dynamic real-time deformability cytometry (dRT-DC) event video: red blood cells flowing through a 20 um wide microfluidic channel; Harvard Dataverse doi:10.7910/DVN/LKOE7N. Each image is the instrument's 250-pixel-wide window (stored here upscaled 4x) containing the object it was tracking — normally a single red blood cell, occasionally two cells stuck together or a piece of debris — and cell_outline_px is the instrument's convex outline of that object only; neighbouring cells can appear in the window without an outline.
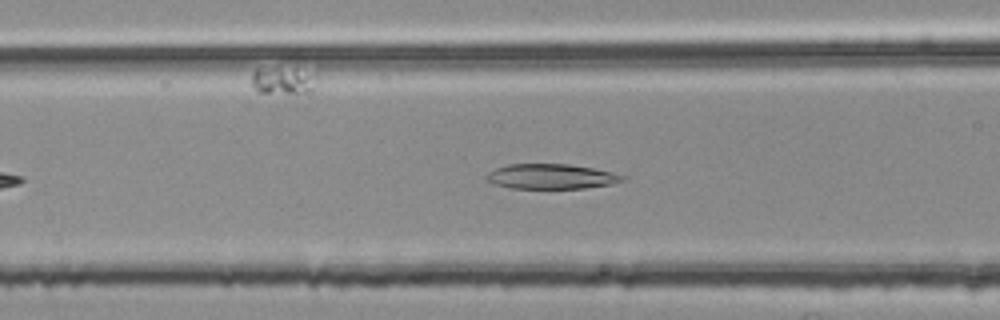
{"species": "common noctule bat (a hibernating species)", "species_latin": "Nyctalus noctula", "temperature_condition": "room temperature", "stored_images_in_passage": 39, "camera_frame_rate_fps": 3000, "um_per_image_px": 0.085, "animal": {"sex": "female", "body_mass_g": 25.1}, "frame": {"image": 1, "passage_image": 11, "time_ms": 3.333, "image_size_px": [1000, 320], "cell_outline_px": [[628, 176], [624, 180], [612, 184], [584, 188], [512, 188], [496, 184], [488, 180], [484, 176], [488, 172], [496, 168], [508, 164], [568, 164], [592, 168], [612, 172]], "centroid_in_image_um": [46.87, 14.99], "position_along_channel_um": 119.7, "area_um2": 19.71}}
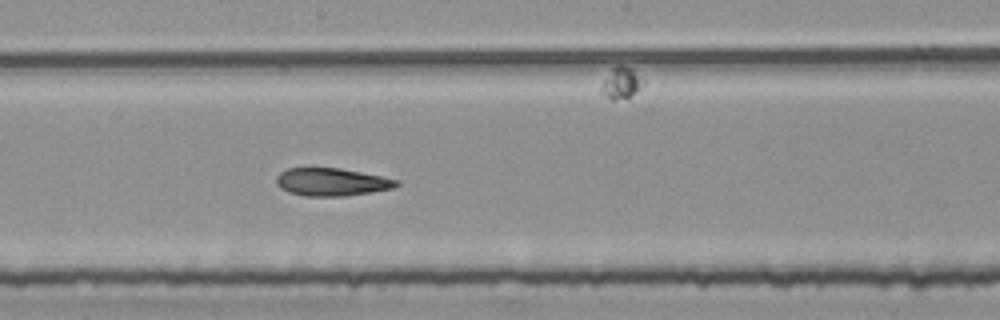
{"frame": {"image": 2, "passage_image": 19, "time_ms": 6.0, "image_size_px": [1000, 320], "cell_outline_px": [[400, 184], [392, 188], [372, 192], [344, 196], [304, 196], [288, 192], [280, 188], [276, 184], [276, 176], [280, 172], [288, 168], [340, 168], [400, 180]], "centroid_in_image_um": [28.17, 15.47], "position_along_channel_um": 220.0, "area_um2": 19.48}}
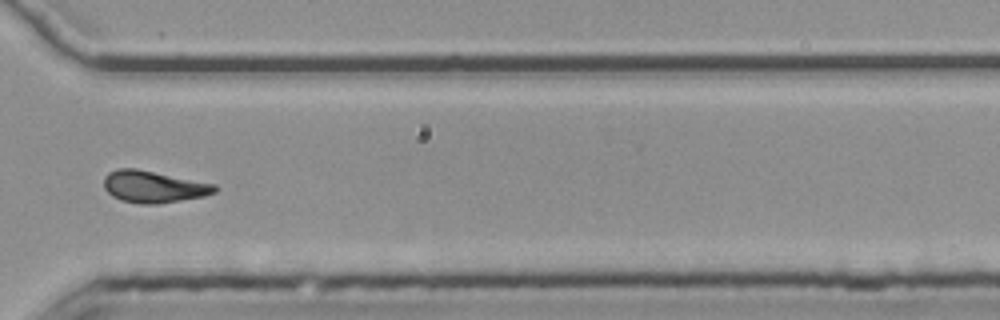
{"frame": {"image": 3, "passage_image": 30, "time_ms": 9.667, "image_size_px": [1000, 320], "cell_outline_px": [[220, 188], [216, 192], [204, 196], [156, 204], [140, 204], [120, 200], [112, 196], [104, 188], [104, 176], [108, 172], [116, 168], [136, 168], [216, 184]], "centroid_in_image_um": [13.05, 15.86], "position_along_channel_um": 357.6, "area_um2": 20.75}, "authors_computed_cell_mechanics": {"area_um2": 20.6346, "velocity_mm_per_s": 3.7615, "shape_relaxation_time_tau1_ms": null, "shape_relaxation_time_tau2_ms": 3.4414, "deformation_change_tau1": null, "deformation_change_tau2": 0.1148}}